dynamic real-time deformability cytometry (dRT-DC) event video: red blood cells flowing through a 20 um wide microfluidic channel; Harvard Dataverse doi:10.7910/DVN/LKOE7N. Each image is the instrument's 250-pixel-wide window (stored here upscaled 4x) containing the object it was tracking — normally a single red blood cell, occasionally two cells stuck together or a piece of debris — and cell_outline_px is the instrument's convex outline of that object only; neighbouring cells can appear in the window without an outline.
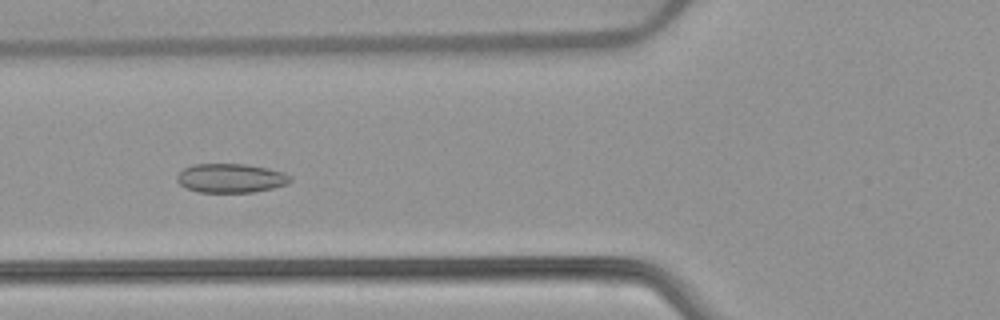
{"species": "common noctule bat (a hibernating species)", "species_latin": "Nyctalus noctula", "temperature_condition": "warm", "stored_images_in_passage": 53, "camera_frame_rate_fps": 3000, "um_per_image_px": 0.085, "animal": {"sex": "female", "body_mass_g": 22.7, "forearm_length_mm": 54.2}, "frame": {"image": 1, "passage_image": 20, "time_ms": 6.333, "image_size_px": [1000, 320], "cell_outline_px": [[292, 180], [288, 184], [272, 188], [252, 192], [200, 192], [188, 188], [180, 184], [176, 180], [176, 176], [184, 168], [192, 164], [244, 164], [268, 168], [284, 172], [292, 176]], "centroid_in_image_um": [19.64, 15.13], "position_along_channel_um": 106.2, "area_um2": 19.19}}
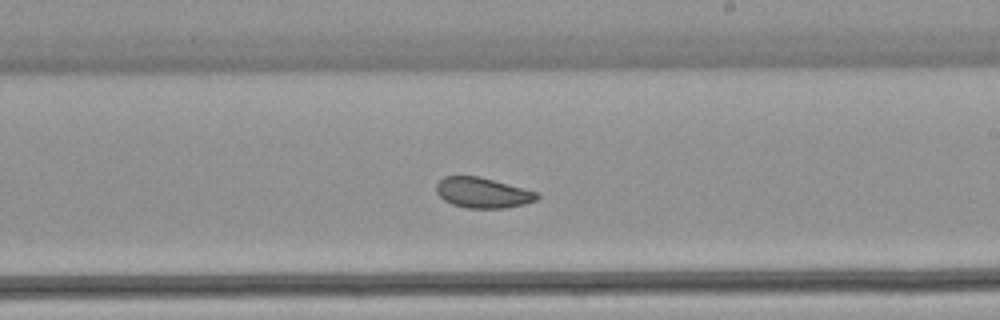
{"frame": {"image": 2, "passage_image": 31, "time_ms": 10.0, "image_size_px": [1000, 320], "cell_outline_px": [[540, 196], [536, 200], [524, 204], [504, 208], [468, 208], [452, 204], [444, 200], [436, 192], [436, 184], [444, 176], [480, 176], [540, 192]], "centroid_in_image_um": [41.05, 16.37], "position_along_channel_um": 247.9, "area_um2": 17.98}}
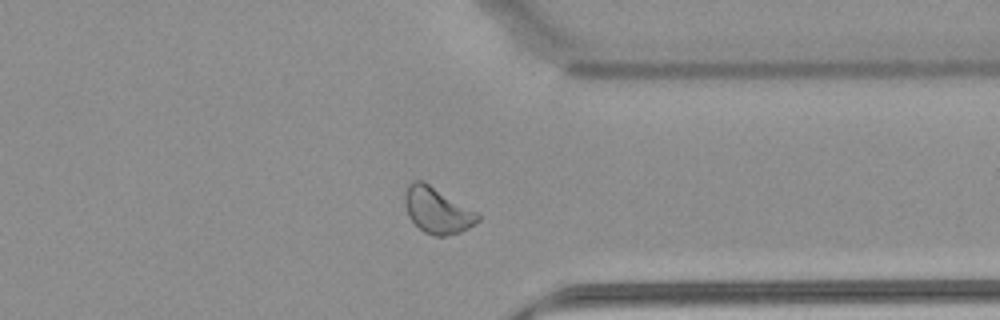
{"frame": {"image": 3, "passage_image": 41, "time_ms": 13.333, "image_size_px": [1000, 320], "cell_outline_px": [[480, 220], [468, 228], [460, 232], [444, 236], [436, 236], [424, 232], [408, 216], [404, 204], [404, 192], [408, 184], [412, 180], [420, 180], [428, 184], [480, 212]], "centroid_in_image_um": [37.18, 17.87], "position_along_channel_um": 374.2, "area_um2": 19.65}, "authors_computed_cell_mechanics": {"area_um2": 20.23, "velocity_mm_per_s": 3.8652, "shape_relaxation_time_tau1_ms": 8.2046, "shape_relaxation_time_tau2_ms": 2.824, "deformation_change_tau1": 0.098, "deformation_change_tau2": 0.0611}}